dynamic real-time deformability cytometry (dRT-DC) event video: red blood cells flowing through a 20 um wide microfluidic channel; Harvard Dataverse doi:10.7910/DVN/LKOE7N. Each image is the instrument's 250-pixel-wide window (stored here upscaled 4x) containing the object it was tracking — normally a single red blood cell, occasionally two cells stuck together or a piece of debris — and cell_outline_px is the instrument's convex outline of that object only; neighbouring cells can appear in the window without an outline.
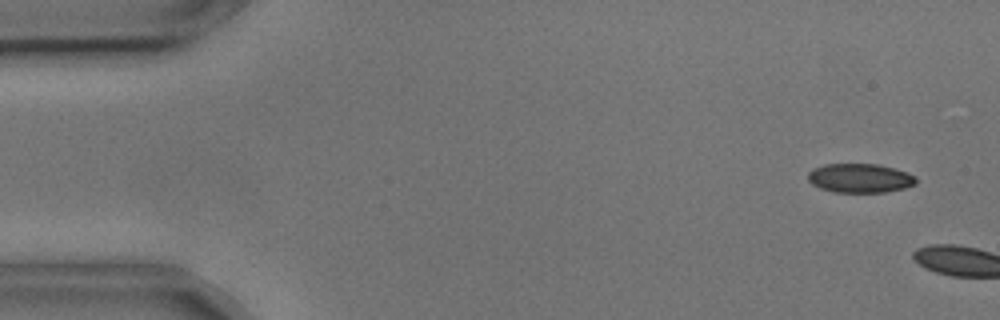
{"species": "common noctule bat (a hibernating species)", "species_latin": "Nyctalus noctula", "temperature_condition": "cold", "stored_images_in_passage": 6, "camera_frame_rate_fps": 3000, "um_per_image_px": 0.085, "animal": {"sex": "male", "body_mass_g": 17.9, "forearm_length_mm": 54.2}, "frame": {"image": 1, "passage_image": 3, "time_ms": 0.667, "image_size_px": [1000, 320], "cell_outline_px": [[916, 184], [904, 188], [884, 192], [832, 192], [820, 188], [812, 184], [808, 180], [808, 172], [812, 168], [824, 164], [876, 164], [908, 172], [916, 176]], "centroid_in_image_um": [73.07, 15.14], "position_along_channel_um": 11.9, "area_um2": 18.38}}